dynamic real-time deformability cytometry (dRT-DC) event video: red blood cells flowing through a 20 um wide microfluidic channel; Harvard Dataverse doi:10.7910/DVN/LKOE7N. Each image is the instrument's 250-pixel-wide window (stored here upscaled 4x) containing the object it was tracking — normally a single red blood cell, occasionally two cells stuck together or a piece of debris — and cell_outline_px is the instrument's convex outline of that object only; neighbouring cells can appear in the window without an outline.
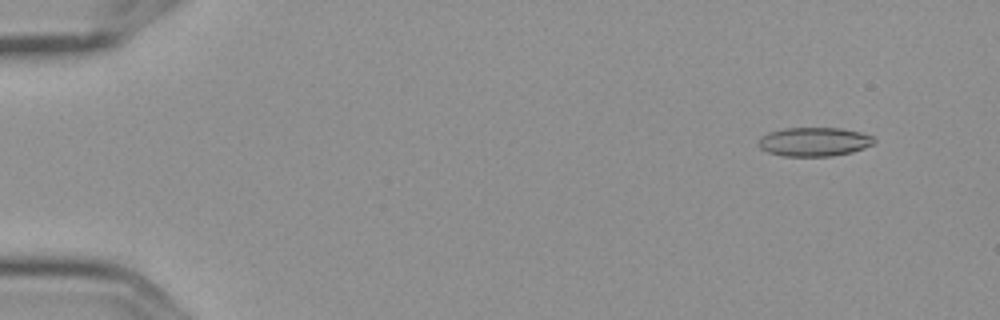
{"species": "Egyptian fruit bat (a non-hibernating species)", "species_latin": "Rousettus aegyptiacus", "temperature_condition": "cold", "stored_images_in_passage": 11, "camera_frame_rate_fps": 3000, "um_per_image_px": 0.085, "frame": {"image": 1, "passage_image": 2, "time_ms": 0.333, "image_size_px": [1000, 320], "cell_outline_px": [[876, 140], [872, 144], [864, 148], [852, 152], [832, 156], [784, 156], [768, 152], [760, 148], [756, 144], [760, 136], [768, 132], [784, 128], [840, 128], [860, 132], [872, 136]], "centroid_in_image_um": [69.16, 12.05], "position_along_channel_um": 15.8, "area_um2": 19.59}}
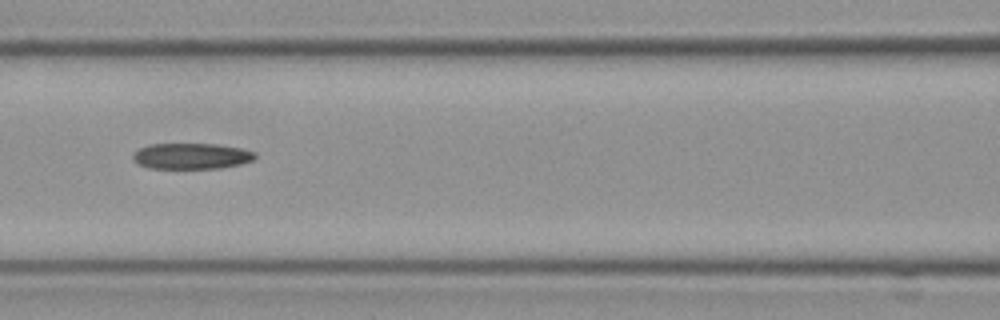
{"frame": {"image": 2, "passage_image": 7, "time_ms": 2.0, "image_size_px": [1000, 320], "cell_outline_px": [[256, 156], [252, 160], [240, 164], [216, 168], [148, 168], [140, 164], [132, 156], [140, 148], [148, 144], [216, 144], [240, 148], [256, 152]], "centroid_in_image_um": [16.29, 13.26], "position_along_channel_um": 150.3, "area_um2": 18.15}}
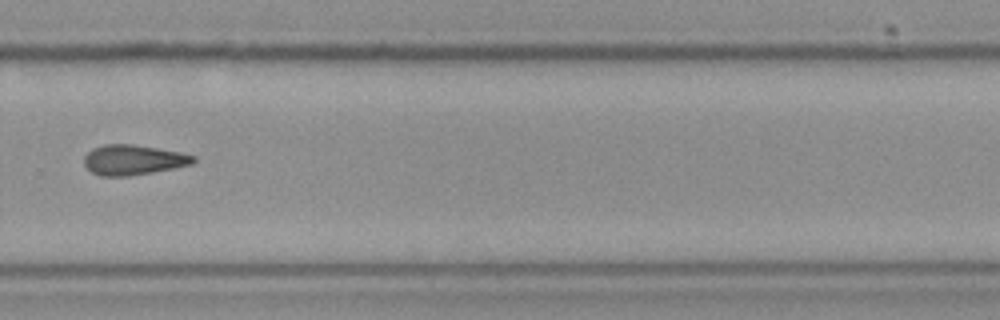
{"frame": {"image": 3, "passage_image": 11, "time_ms": 3.333, "image_size_px": [1000, 320], "cell_outline_px": [[196, 160], [192, 164], [152, 172], [128, 176], [100, 176], [92, 172], [84, 164], [84, 156], [92, 148], [104, 144], [132, 144], [180, 152], [196, 156]], "centroid_in_image_um": [11.31, 13.58], "position_along_channel_um": 318.5, "area_um2": 19.07}}